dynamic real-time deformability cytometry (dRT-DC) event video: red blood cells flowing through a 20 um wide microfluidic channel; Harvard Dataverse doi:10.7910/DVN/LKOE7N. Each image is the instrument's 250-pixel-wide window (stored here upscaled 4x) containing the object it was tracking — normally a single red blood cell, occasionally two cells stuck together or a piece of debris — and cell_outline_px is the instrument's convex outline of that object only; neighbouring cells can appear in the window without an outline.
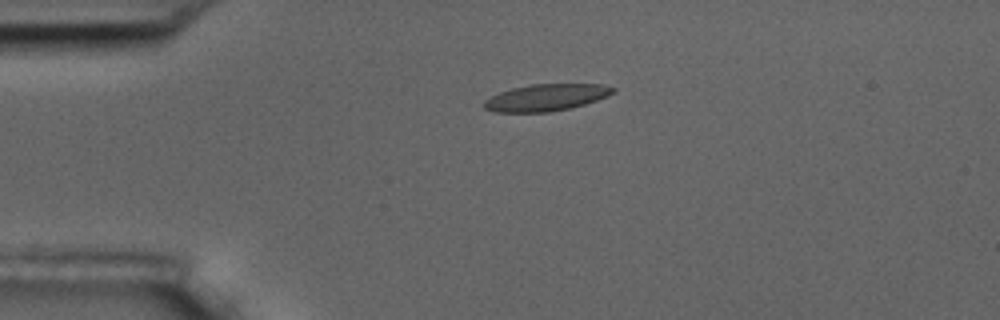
{"species": "common noctule bat (a hibernating species)", "species_latin": "Nyctalus noctula", "temperature_condition": "room temperature", "stored_images_in_passage": 2, "camera_frame_rate_fps": 3000, "um_per_image_px": 0.085, "animal": {"sex": "male", "body_mass_g": 17.5, "forearm_length_mm": 52.3}, "frame": {"image": 1, "passage_image": 1, "time_ms": 0.0, "image_size_px": [1000, 320], "cell_outline_px": [[616, 92], [608, 96], [572, 108], [548, 112], [496, 112], [484, 108], [484, 100], [500, 92], [512, 88], [532, 84], [600, 84], [616, 88]], "centroid_in_image_um": [46.44, 8.29], "position_along_channel_um": 38.6, "area_um2": 20.11}}